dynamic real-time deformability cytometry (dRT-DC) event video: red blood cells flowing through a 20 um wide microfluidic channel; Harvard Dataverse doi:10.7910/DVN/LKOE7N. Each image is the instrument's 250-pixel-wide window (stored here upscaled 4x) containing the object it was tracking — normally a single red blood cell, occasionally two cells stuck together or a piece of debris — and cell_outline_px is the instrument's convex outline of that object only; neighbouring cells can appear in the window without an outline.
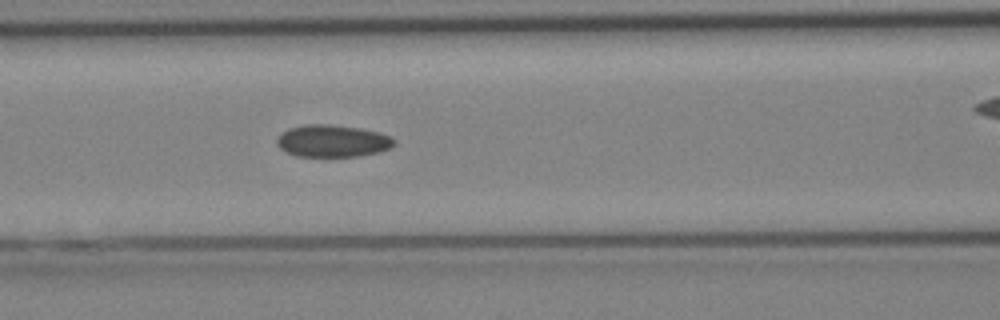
{"species": "Egyptian fruit bat (a non-hibernating species)", "species_latin": "Rousettus aegyptiacus", "temperature_condition": "cold", "stored_images_in_passage": 24, "camera_frame_rate_fps": 3000, "um_per_image_px": 0.085, "animal": {"sex": "female"}, "frame": {"image": 1, "passage_image": 8, "time_ms": 2.333, "image_size_px": [1000, 320], "cell_outline_px": [[396, 140], [388, 148], [380, 152], [360, 156], [296, 156], [280, 148], [276, 144], [276, 140], [288, 128], [304, 124], [328, 124], [360, 128], [376, 132], [388, 136]], "centroid_in_image_um": [28.23, 11.98], "position_along_channel_um": 138.4, "area_um2": 21.73}}